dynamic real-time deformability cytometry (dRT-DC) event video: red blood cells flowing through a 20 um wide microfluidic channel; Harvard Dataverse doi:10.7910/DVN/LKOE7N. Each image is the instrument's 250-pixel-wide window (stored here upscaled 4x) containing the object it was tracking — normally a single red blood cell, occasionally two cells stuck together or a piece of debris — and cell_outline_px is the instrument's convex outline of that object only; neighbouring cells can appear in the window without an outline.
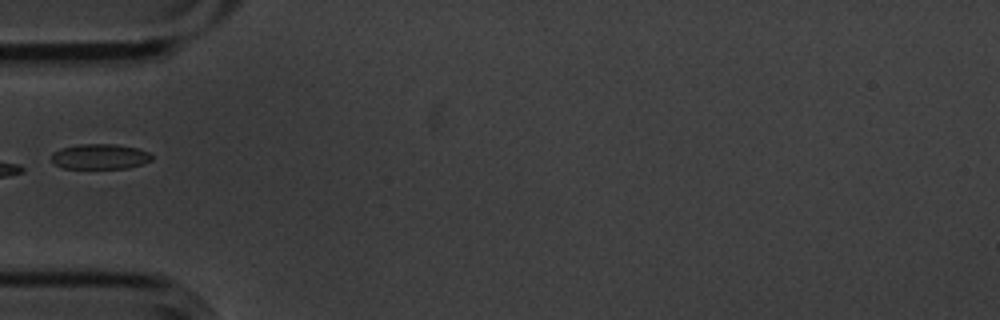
{"species": "common noctule bat (a hibernating species)", "species_latin": "Nyctalus noctula", "temperature_condition": "cold", "stored_images_in_passage": 6, "camera_frame_rate_fps": 3000, "um_per_image_px": 0.085, "animal": {"sex": "male", "body_mass_g": 20.1, "forearm_length_mm": 53.5}, "frame": {"image": 1, "passage_image": 6, "time_ms": 1.667, "image_size_px": [1000, 320], "cell_outline_px": [[152, 160], [128, 168], [64, 168], [56, 164], [52, 160], [52, 152], [60, 148], [80, 144], [116, 144], [136, 148], [148, 152], [152, 156]], "centroid_in_image_um": [8.48, 13.3], "position_along_channel_um": 76.5, "area_um2": 14.62}}